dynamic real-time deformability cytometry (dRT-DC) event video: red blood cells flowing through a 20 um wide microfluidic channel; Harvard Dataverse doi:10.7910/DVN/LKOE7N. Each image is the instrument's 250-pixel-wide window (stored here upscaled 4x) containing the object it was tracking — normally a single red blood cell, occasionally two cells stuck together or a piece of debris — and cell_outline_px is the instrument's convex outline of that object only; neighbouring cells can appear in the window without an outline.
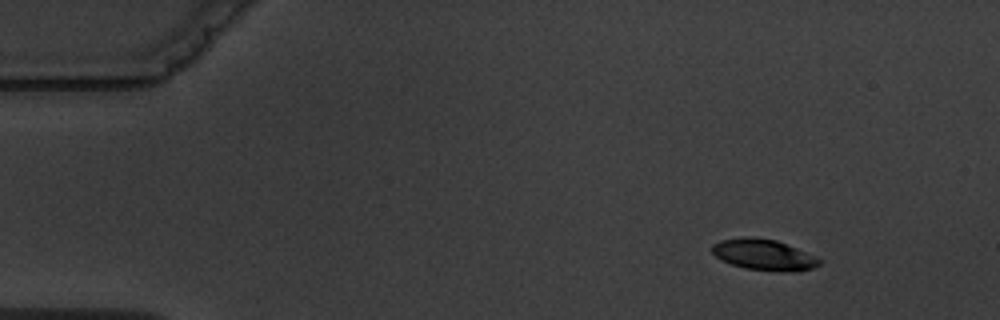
{"species": "common noctule bat (a hibernating species)", "species_latin": "Nyctalus noctula", "temperature_condition": "warm", "stored_images_in_passage": 6, "camera_frame_rate_fps": 3000, "um_per_image_px": 0.085, "animal": {"sex": "male", "body_mass_g": 19.5, "forearm_length_mm": 54.6}, "frame": {"image": 1, "passage_image": 2, "time_ms": 1.0, "image_size_px": [1000, 320], "cell_outline_px": [[820, 264], [812, 268], [796, 272], [792, 272], [744, 268], [720, 260], [712, 252], [712, 244], [720, 240], [744, 236], [752, 236], [776, 240], [796, 248], [820, 260]], "centroid_in_image_um": [64.86, 21.64], "position_along_channel_um": 20.1, "area_um2": 19.19}}